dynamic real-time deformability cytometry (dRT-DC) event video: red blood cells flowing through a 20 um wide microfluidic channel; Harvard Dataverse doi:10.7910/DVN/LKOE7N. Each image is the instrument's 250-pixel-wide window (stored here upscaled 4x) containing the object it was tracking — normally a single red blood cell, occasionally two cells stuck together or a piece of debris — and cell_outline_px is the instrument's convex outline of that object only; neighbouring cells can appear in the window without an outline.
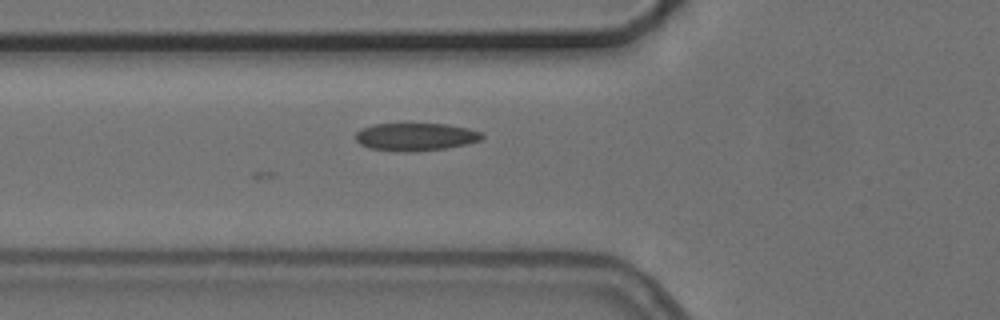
{"species": "common noctule bat (a hibernating species)", "species_latin": "Nyctalus noctula", "temperature_condition": "cold", "stored_images_in_passage": 5, "camera_frame_rate_fps": 3000, "um_per_image_px": 0.085, "animal": {"sex": "female", "body_mass_g": 24.6, "forearm_length_mm": 56.2}, "frame": {"image": 1, "passage_image": 5, "time_ms": 5.333, "image_size_px": [1000, 320], "cell_outline_px": [[484, 136], [480, 140], [468, 144], [444, 148], [412, 152], [404, 152], [372, 148], [360, 144], [356, 140], [356, 132], [360, 128], [372, 124], [448, 124], [468, 128], [484, 132]], "centroid_in_image_um": [35.35, 11.62], "position_along_channel_um": 90.5, "area_um2": 20.52}}